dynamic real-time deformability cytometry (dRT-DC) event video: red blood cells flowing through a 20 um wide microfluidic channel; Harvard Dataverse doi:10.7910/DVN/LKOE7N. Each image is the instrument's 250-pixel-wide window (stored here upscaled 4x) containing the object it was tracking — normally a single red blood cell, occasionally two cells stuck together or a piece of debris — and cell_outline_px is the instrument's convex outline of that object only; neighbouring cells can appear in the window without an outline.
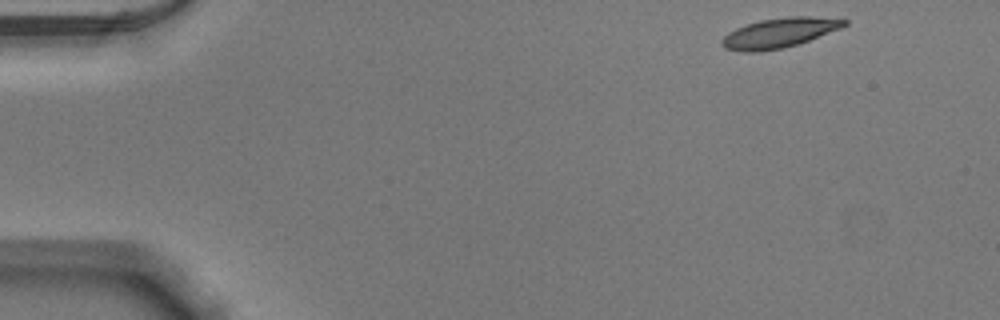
{"species": "Egyptian fruit bat (a non-hibernating species)", "species_latin": "Rousettus aegyptiacus", "temperature_condition": "warm", "stored_images_in_passage": 48, "camera_frame_rate_fps": 3000, "um_per_image_px": 0.085, "animal": {"sex": "male"}, "frame": {"image": 1, "passage_image": 1, "time_ms": 0.0, "image_size_px": [1000, 320], "cell_outline_px": [[848, 24], [840, 28], [808, 40], [784, 48], [760, 52], [740, 52], [724, 48], [720, 44], [720, 40], [728, 32], [736, 28], [760, 20], [788, 16], [844, 16], [848, 20]], "centroid_in_image_um": [66.29, 2.77], "position_along_channel_um": 18.7, "area_um2": 21.68}}
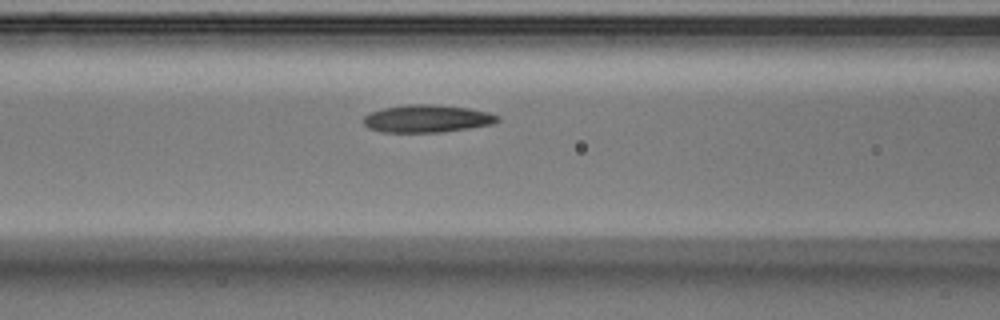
{"frame": {"image": 2, "passage_image": 18, "time_ms": 5.667, "image_size_px": [1000, 320], "cell_outline_px": [[500, 120], [492, 124], [468, 128], [440, 132], [380, 132], [368, 128], [360, 120], [364, 116], [372, 112], [384, 108], [408, 104], [428, 104], [468, 108], [488, 112], [500, 116]], "centroid_in_image_um": [36.27, 10.09], "position_along_channel_um": 130.3, "area_um2": 21.5}}
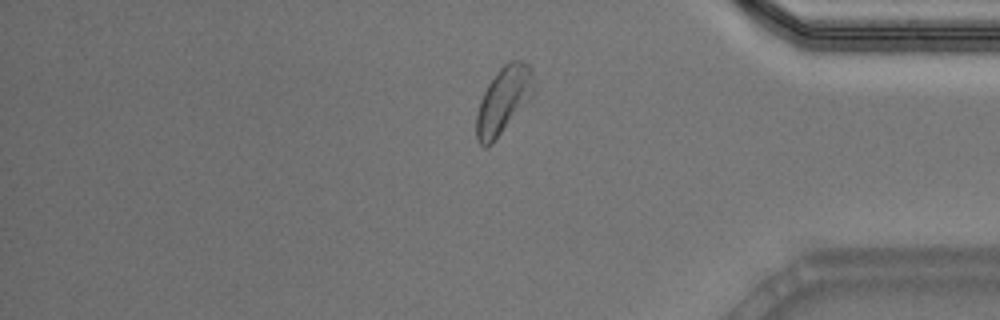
{"frame": {"image": 3, "passage_image": 40, "time_ms": 13.0, "image_size_px": [1000, 320], "cell_outline_px": [[536, 92], [492, 144], [484, 148], [476, 140], [476, 116], [480, 100], [488, 84], [496, 72], [508, 60], [520, 60], [528, 64], [532, 72]], "centroid_in_image_um": [42.8, 8.52], "position_along_channel_um": 392.4, "area_um2": 22.48}, "authors_computed_cell_mechanics": {"area_um2": 21.5305, "velocity_mm_per_s": 3.8482, "shape_relaxation_time_tau1_ms": 3.3393, "shape_relaxation_time_tau2_ms": 2.0545, "deformation_change_tau1": 0.1396, "deformation_change_tau2": 0.075}}